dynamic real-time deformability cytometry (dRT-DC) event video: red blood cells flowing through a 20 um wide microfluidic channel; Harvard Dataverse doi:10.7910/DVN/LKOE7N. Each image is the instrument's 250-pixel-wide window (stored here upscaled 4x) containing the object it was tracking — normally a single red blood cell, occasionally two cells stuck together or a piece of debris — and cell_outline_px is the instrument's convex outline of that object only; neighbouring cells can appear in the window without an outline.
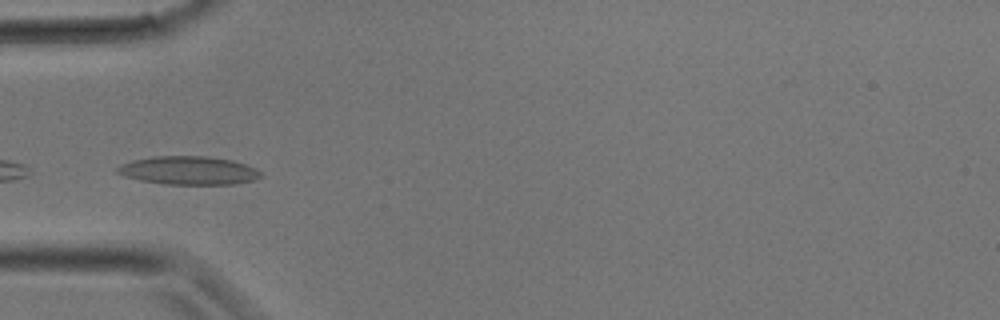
{"species": "common noctule bat (a hibernating species)", "species_latin": "Nyctalus noctula", "temperature_condition": "room temperature", "stored_images_in_passage": 11, "camera_frame_rate_fps": 3000, "um_per_image_px": 0.085, "animal": {"sex": "male", "body_mass_g": 17.9}, "frame": {"image": 1, "passage_image": 2, "time_ms": 0.333, "image_size_px": [1000, 320], "cell_outline_px": [[264, 176], [252, 180], [236, 184], [164, 184], [140, 180], [124, 176], [116, 172], [116, 168], [120, 164], [132, 160], [152, 156], [204, 156], [232, 160], [256, 168]], "centroid_in_image_um": [16.01, 14.49], "position_along_channel_um": 69.0, "area_um2": 23.76}}
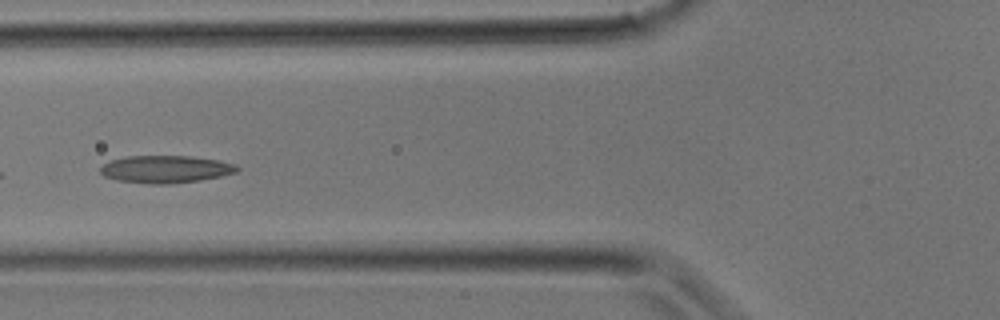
{"frame": {"image": 2, "passage_image": 4, "time_ms": 1.0, "image_size_px": [1000, 320], "cell_outline_px": [[240, 168], [236, 172], [220, 176], [200, 180], [168, 184], [152, 184], [116, 180], [104, 176], [100, 172], [100, 168], [104, 164], [112, 160], [124, 156], [192, 156], [216, 160], [236, 164]], "centroid_in_image_um": [14.07, 14.38], "position_along_channel_um": 111.7, "area_um2": 21.79}}
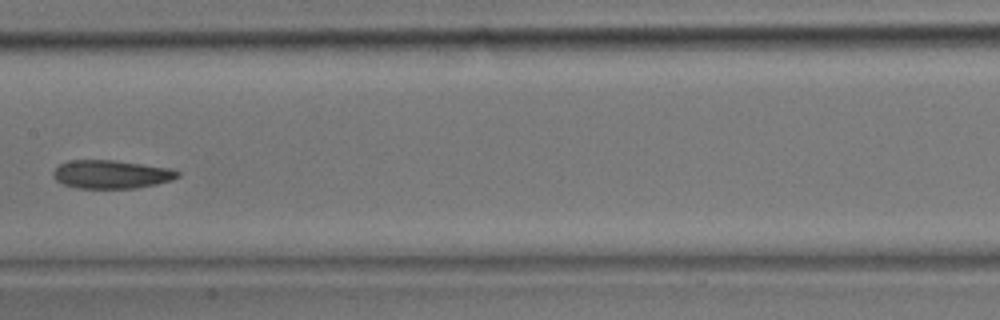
{"frame": {"image": 3, "passage_image": 8, "time_ms": 2.333, "image_size_px": [1000, 320], "cell_outline_px": [[180, 176], [172, 180], [156, 184], [136, 188], [76, 188], [64, 184], [56, 180], [52, 176], [52, 172], [60, 164], [68, 160], [112, 160], [172, 168], [180, 172]], "centroid_in_image_um": [9.47, 14.81], "position_along_channel_um": 197.9, "area_um2": 20.63}}